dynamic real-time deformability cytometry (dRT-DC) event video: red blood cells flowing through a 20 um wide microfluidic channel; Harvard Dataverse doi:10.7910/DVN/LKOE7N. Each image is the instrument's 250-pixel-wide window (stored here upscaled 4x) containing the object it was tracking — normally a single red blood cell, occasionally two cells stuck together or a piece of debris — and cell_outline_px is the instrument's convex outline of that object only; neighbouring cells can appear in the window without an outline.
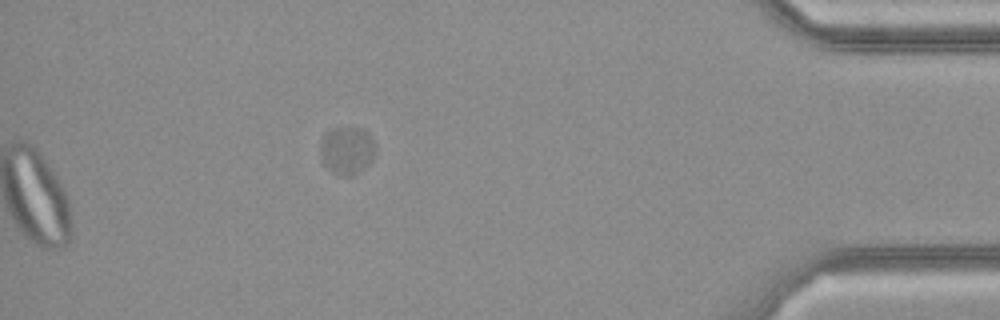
{"species": "common noctule bat (a hibernating species)", "species_latin": "Nyctalus noctula", "temperature_condition": "cold", "stored_images_in_passage": 37, "camera_frame_rate_fps": 3000, "um_per_image_px": 0.085, "animal": {"sex": "female", "body_mass_g": 21.9}, "frame": {"image": 1, "passage_image": 37, "time_ms": 12.0, "image_size_px": [1000, 320], "cell_outline_px": [[376, 152], [372, 160], [360, 172], [352, 176], [344, 176], [332, 172], [324, 164], [320, 148], [320, 144], [324, 132], [332, 128], [360, 128], [372, 140]], "centroid_in_image_um": [29.47, 12.8], "position_along_channel_um": 405.7, "area_um2": 15.2}}